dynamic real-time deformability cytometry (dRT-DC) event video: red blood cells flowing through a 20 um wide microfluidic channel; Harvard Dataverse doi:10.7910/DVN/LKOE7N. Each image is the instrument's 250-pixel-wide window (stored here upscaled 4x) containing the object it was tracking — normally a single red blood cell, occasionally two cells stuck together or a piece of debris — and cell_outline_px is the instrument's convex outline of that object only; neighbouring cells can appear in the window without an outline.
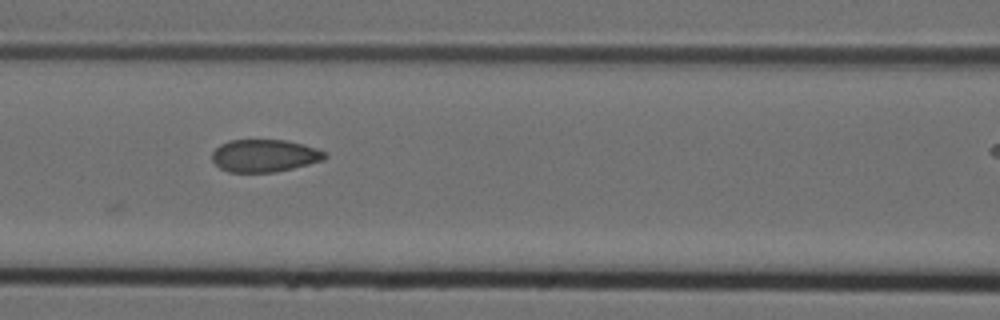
{"species": "Egyptian fruit bat (a non-hibernating species)", "species_latin": "Rousettus aegyptiacus", "temperature_condition": "cold", "stored_images_in_passage": 9, "segment_of_instrument_passage": [1, 2], "camera_frame_rate_fps": 3000, "um_per_image_px": 0.085, "animal": {"sex": "female"}, "frame": {"image": 1, "passage_image": 8, "time_ms": 2.333, "image_size_px": [1000, 320], "cell_outline_px": [[328, 156], [324, 160], [276, 172], [228, 172], [220, 168], [212, 160], [212, 152], [220, 144], [228, 140], [288, 140], [304, 144], [316, 148], [324, 152]], "centroid_in_image_um": [22.48, 13.23], "position_along_channel_um": 144.1, "area_um2": 21.44}}